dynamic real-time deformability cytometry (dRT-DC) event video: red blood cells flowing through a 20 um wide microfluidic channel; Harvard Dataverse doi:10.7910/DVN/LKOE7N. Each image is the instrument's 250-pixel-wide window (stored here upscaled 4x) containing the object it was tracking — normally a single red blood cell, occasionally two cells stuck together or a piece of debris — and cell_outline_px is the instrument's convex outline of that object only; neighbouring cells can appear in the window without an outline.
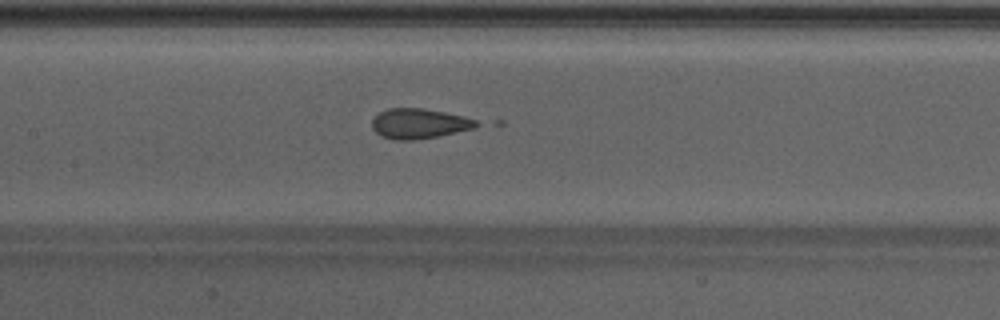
{"species": "Egyptian fruit bat (a non-hibernating species)", "species_latin": "Rousettus aegyptiacus", "temperature_condition": "warm", "stored_images_in_passage": 16, "camera_frame_rate_fps": 3000, "um_per_image_px": 0.085, "animal": {"sex": "male"}, "frame": {"image": 1, "passage_image": 9, "time_ms": 2.667, "image_size_px": [1000, 320], "cell_outline_px": [[480, 124], [472, 128], [436, 136], [412, 140], [396, 140], [380, 136], [372, 128], [372, 120], [380, 112], [388, 108], [424, 108], [464, 116], [476, 120]], "centroid_in_image_um": [35.58, 10.49], "position_along_channel_um": 171.8, "area_um2": 18.03}}
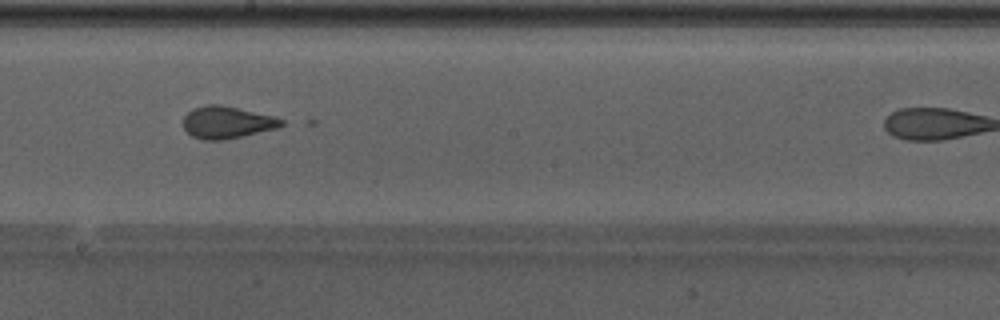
{"frame": {"image": 2, "passage_image": 13, "time_ms": 4.0, "image_size_px": [1000, 320], "cell_outline_px": [[284, 124], [280, 128], [244, 136], [224, 140], [204, 140], [192, 136], [184, 128], [184, 116], [192, 108], [208, 104], [220, 104], [272, 116], [284, 120]], "centroid_in_image_um": [19.3, 10.41], "position_along_channel_um": 228.9, "area_um2": 18.44}}